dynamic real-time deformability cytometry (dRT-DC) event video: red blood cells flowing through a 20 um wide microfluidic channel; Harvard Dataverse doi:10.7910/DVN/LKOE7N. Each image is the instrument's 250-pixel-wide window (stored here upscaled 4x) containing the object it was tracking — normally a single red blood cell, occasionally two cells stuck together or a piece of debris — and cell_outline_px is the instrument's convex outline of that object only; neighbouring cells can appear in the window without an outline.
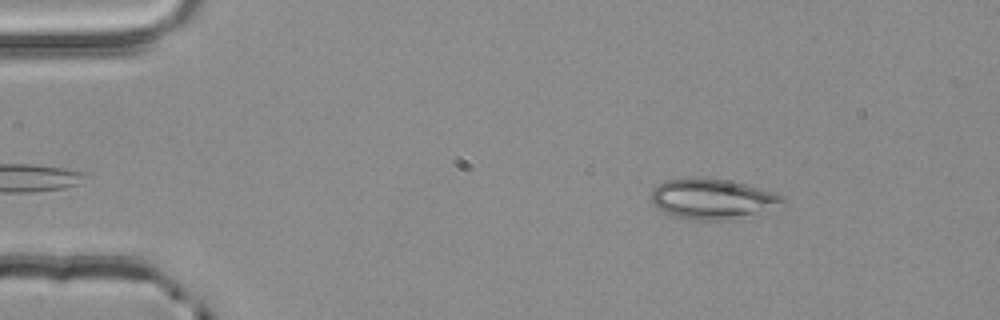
{"species": "common noctule bat (a hibernating species)", "species_latin": "Nyctalus noctula", "temperature_condition": "room temperature", "stored_images_in_passage": 2, "camera_frame_rate_fps": 3000, "um_per_image_px": 0.085, "animal": {"sex": "male", "body_mass_g": 20.4}, "frame": {"image": 1, "passage_image": 2, "time_ms": 0.333, "image_size_px": [1000, 320], "cell_outline_px": [[788, 200], [756, 212], [732, 220], [700, 220], [676, 216], [656, 208], [652, 204], [652, 188], [664, 180], [688, 176], [696, 176], [728, 180], [744, 184], [784, 196]], "centroid_in_image_um": [60.44, 16.87], "position_along_channel_um": 24.6, "area_um2": 30.52}}